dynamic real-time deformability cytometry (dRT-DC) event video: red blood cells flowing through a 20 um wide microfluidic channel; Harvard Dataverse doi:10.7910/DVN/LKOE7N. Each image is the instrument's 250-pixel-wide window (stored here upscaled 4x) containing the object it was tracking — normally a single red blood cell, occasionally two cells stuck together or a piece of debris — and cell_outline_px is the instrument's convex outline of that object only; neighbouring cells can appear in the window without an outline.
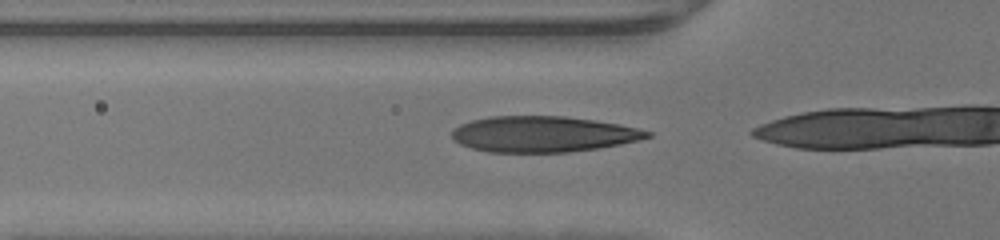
{"species": "human", "species_latin": "Homo sapiens", "temperature_condition": "warm", "stored_images_in_passage": 12, "camera_frame_rate_fps": 3000, "um_per_image_px": 0.085, "donor": {"sex": "male"}, "frame": {"image": 1, "passage_image": 10, "time_ms": 3.0, "image_size_px": [1000, 240], "cell_outline_px": [[652, 136], [640, 140], [620, 144], [596, 148], [568, 152], [488, 152], [472, 148], [460, 144], [452, 136], [452, 128], [460, 124], [472, 120], [492, 116], [564, 116], [596, 120], [620, 124], [652, 132]], "centroid_in_image_um": [46.16, 11.39], "position_along_channel_um": 79.6, "area_um2": 40.81}}